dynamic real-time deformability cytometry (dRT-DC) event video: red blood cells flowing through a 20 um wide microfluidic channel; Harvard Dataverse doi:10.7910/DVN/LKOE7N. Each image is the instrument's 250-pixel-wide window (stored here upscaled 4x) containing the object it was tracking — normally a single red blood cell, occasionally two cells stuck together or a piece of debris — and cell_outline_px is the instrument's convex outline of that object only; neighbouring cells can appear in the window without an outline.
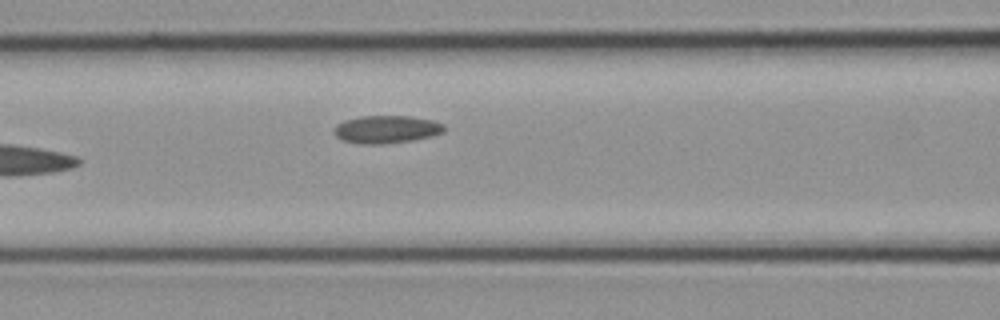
{"species": "common noctule bat (a hibernating species)", "species_latin": "Nyctalus noctula", "temperature_condition": "cold", "stored_images_in_passage": 11, "camera_frame_rate_fps": 3000, "um_per_image_px": 0.085, "animal": {"sex": "female", "body_mass_g": 21.9}, "frame": {"image": 1, "passage_image": 11, "time_ms": 3.333, "image_size_px": [1000, 320], "cell_outline_px": [[444, 132], [432, 136], [412, 140], [380, 144], [360, 144], [340, 140], [332, 132], [332, 128], [336, 124], [344, 120], [360, 116], [412, 116], [432, 120], [444, 124]], "centroid_in_image_um": [32.79, 10.99], "position_along_channel_um": 133.8, "area_um2": 18.03}}